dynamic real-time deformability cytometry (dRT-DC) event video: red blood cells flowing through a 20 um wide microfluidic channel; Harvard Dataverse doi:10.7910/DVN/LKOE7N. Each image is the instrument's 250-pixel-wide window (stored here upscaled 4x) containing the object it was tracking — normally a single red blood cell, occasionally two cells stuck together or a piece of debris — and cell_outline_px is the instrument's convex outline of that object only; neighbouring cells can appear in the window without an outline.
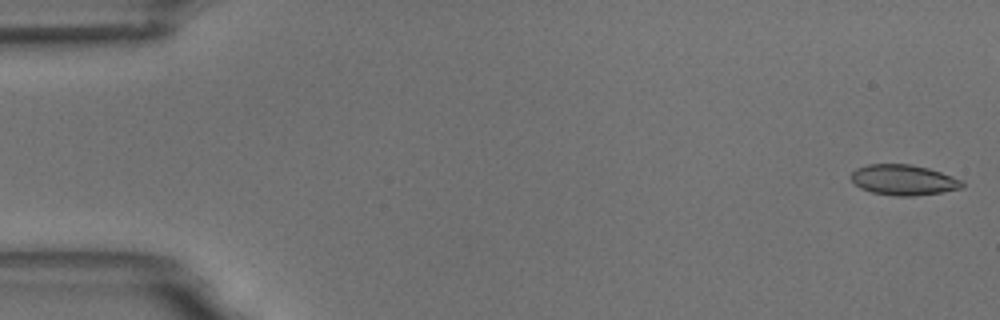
{"species": "common noctule bat (a hibernating species)", "species_latin": "Nyctalus noctula", "temperature_condition": "room temperature", "stored_images_in_passage": 55, "camera_frame_rate_fps": 3000, "um_per_image_px": 0.085, "animal": {"sex": "male", "body_mass_g": 18.8}, "frame": {"image": 1, "passage_image": 1, "time_ms": 0.0, "image_size_px": [1000, 320], "cell_outline_px": [[964, 188], [940, 192], [912, 196], [896, 196], [872, 192], [860, 188], [852, 180], [852, 172], [856, 168], [868, 164], [908, 164], [928, 168], [964, 180]], "centroid_in_image_um": [76.82, 15.29], "position_along_channel_um": 8.2, "area_um2": 19.65}}
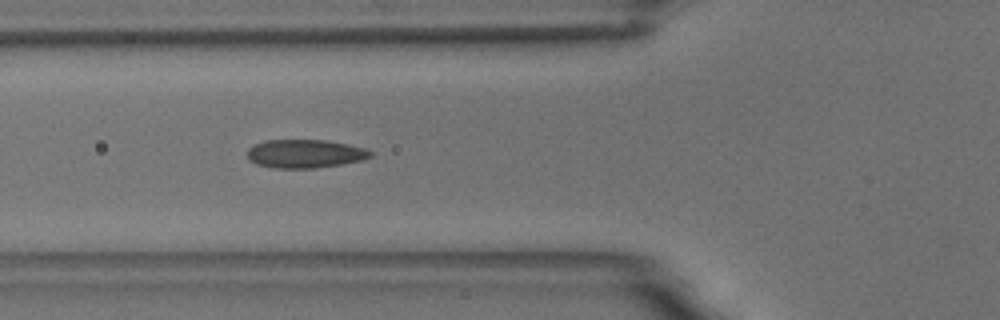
{"frame": {"image": 2, "passage_image": 20, "time_ms": 6.333, "image_size_px": [1000, 320], "cell_outline_px": [[372, 156], [364, 160], [316, 168], [276, 168], [256, 164], [248, 160], [248, 148], [264, 140], [324, 140], [348, 144], [364, 148], [372, 152]], "centroid_in_image_um": [25.92, 13.07], "position_along_channel_um": 99.9, "area_um2": 20.4}}
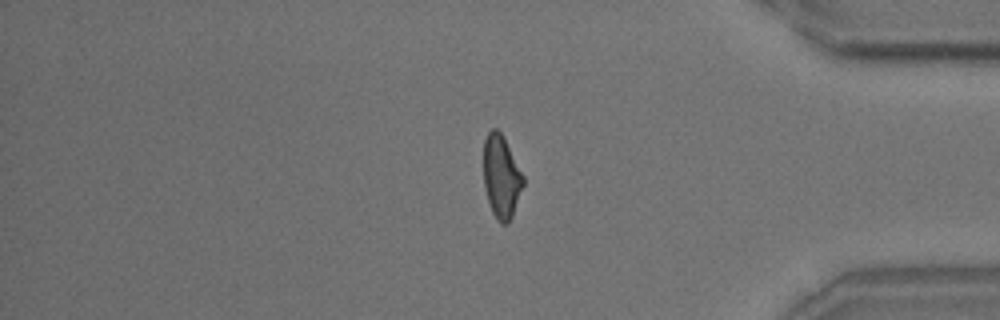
{"frame": {"image": 3, "passage_image": 46, "time_ms": 15.0, "image_size_px": [1000, 320], "cell_outline_px": [[524, 184], [512, 216], [508, 224], [500, 224], [496, 220], [492, 212], [484, 188], [484, 140], [488, 132], [492, 128], [496, 128], [504, 136], [524, 176]], "centroid_in_image_um": [42.61, 15.02], "position_along_channel_um": 392.6, "area_um2": 19.31}, "authors_computed_cell_mechanics": {"area_um2": 19.8254, "velocity_mm_per_s": 3.6486, "shape_relaxation_time_tau1_ms": 4.4127, "shape_relaxation_time_tau2_ms": 1.5757, "deformation_change_tau1": 0.1426, "deformation_change_tau2": 0.0753}}